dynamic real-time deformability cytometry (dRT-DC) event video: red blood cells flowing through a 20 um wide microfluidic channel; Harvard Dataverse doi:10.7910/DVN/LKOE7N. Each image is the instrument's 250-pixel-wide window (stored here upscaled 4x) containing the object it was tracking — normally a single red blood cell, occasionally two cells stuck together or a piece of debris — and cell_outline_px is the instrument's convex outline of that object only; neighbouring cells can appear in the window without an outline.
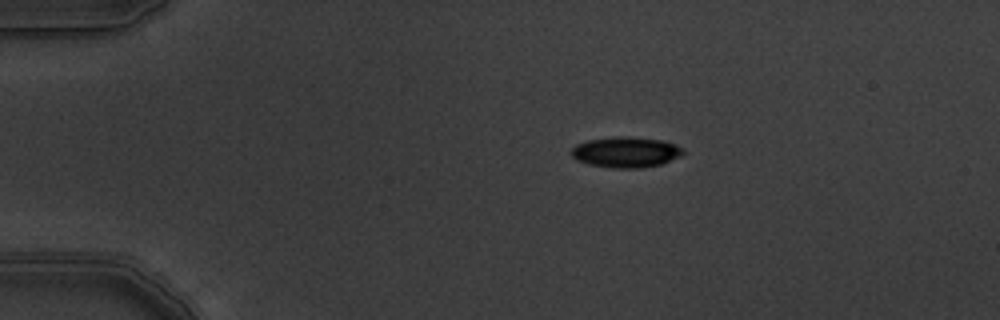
{"species": "common noctule bat (a hibernating species)", "species_latin": "Nyctalus noctula", "temperature_condition": "warm", "stored_images_in_passage": 4, "camera_frame_rate_fps": 3000, "um_per_image_px": 0.085, "animal": {"sex": "male", "body_mass_g": 19.5, "forearm_length_mm": 54.6}, "frame": {"image": 1, "passage_image": 1, "time_ms": 0.0, "image_size_px": [1000, 320], "cell_outline_px": [[684, 152], [680, 156], [660, 164], [636, 168], [612, 168], [588, 164], [576, 160], [568, 152], [576, 144], [588, 140], [620, 136], [660, 140], [676, 144], [684, 148]], "centroid_in_image_um": [53.16, 12.93], "position_along_channel_um": 31.8, "area_um2": 19.83}}
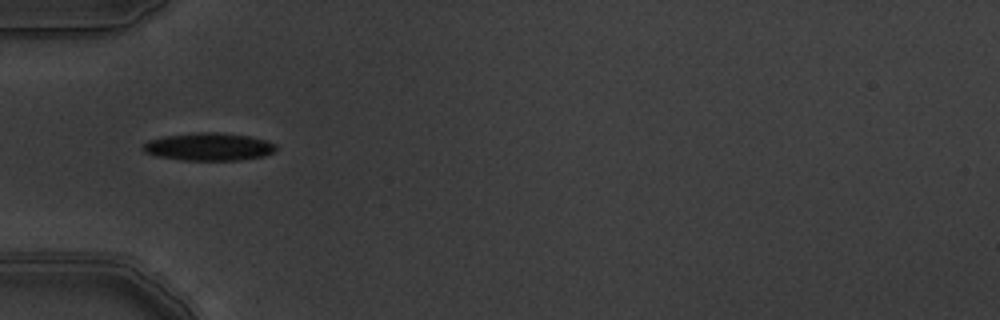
{"frame": {"image": 2, "passage_image": 3, "time_ms": 0.667, "image_size_px": [1000, 320], "cell_outline_px": [[276, 148], [272, 152], [264, 156], [240, 160], [184, 160], [156, 156], [144, 152], [144, 144], [148, 140], [164, 136], [196, 132], [220, 132], [252, 136], [276, 144]], "centroid_in_image_um": [17.75, 12.46], "position_along_channel_um": 67.2, "area_um2": 21.5}}